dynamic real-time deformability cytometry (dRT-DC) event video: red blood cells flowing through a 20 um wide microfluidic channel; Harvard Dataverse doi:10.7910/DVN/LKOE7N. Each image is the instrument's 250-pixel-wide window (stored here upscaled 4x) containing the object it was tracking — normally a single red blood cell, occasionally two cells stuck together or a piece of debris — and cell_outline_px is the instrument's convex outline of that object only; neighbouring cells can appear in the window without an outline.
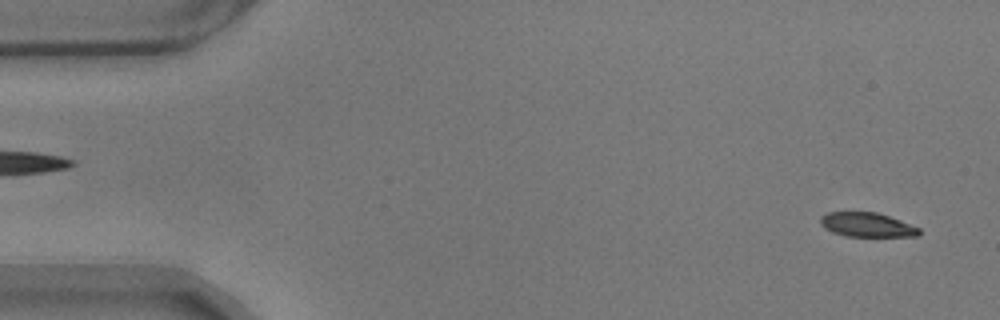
{"species": "common noctule bat (a hibernating species)", "species_latin": "Nyctalus noctula", "temperature_condition": "warm", "stored_images_in_passage": 55, "camera_frame_rate_fps": 3000, "um_per_image_px": 0.085, "animal": {"sex": "male", "body_mass_g": 17.9}, "frame": {"image": 1, "passage_image": 2, "time_ms": 0.333, "image_size_px": [1000, 320], "cell_outline_px": [[920, 236], [844, 236], [832, 232], [824, 228], [820, 224], [820, 216], [828, 212], [876, 212], [900, 220], [920, 228]], "centroid_in_image_um": [73.67, 19.11], "position_along_channel_um": 11.3, "area_um2": 13.99}}
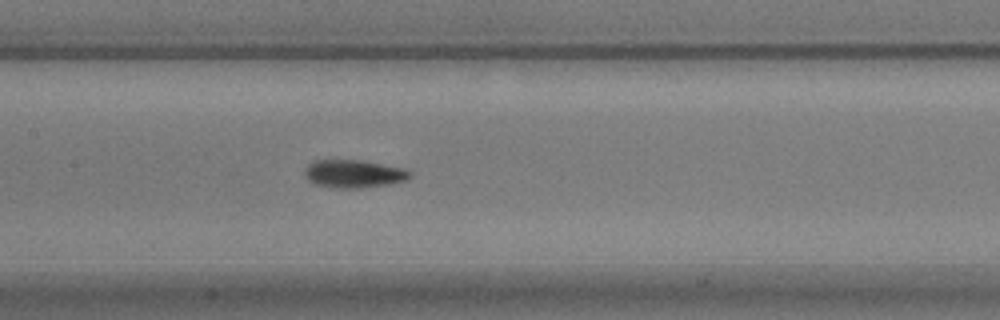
{"frame": {"image": 2, "passage_image": 26, "time_ms": 8.333, "image_size_px": [1000, 320], "cell_outline_px": [[412, 176], [404, 180], [384, 184], [360, 188], [340, 188], [312, 184], [304, 176], [304, 168], [312, 160], [364, 160], [404, 168], [412, 172]], "centroid_in_image_um": [30.01, 14.75], "position_along_channel_um": 177.4, "area_um2": 17.22}}
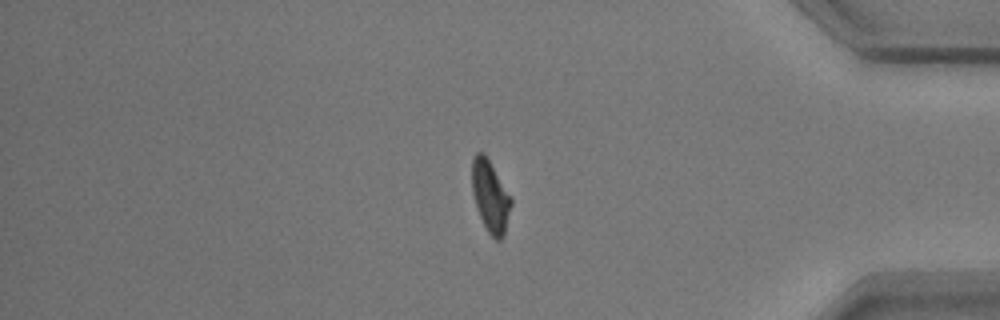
{"frame": {"image": 3, "passage_image": 47, "time_ms": 15.333, "image_size_px": [1000, 320], "cell_outline_px": [[512, 204], [504, 236], [500, 240], [496, 240], [488, 232], [476, 208], [472, 192], [472, 156], [476, 152], [484, 152], [512, 196]], "centroid_in_image_um": [41.69, 16.66], "position_along_channel_um": 393.5, "area_um2": 16.59}, "authors_computed_cell_mechanics": {"area_um2": 16.2418, "velocity_mm_per_s": 3.5137, "shape_relaxation_time_tau1_ms": 4.6957, "shape_relaxation_time_tau2_ms": 3.6277, "deformation_change_tau1": 0.1439, "deformation_change_tau2": 0.0809}}